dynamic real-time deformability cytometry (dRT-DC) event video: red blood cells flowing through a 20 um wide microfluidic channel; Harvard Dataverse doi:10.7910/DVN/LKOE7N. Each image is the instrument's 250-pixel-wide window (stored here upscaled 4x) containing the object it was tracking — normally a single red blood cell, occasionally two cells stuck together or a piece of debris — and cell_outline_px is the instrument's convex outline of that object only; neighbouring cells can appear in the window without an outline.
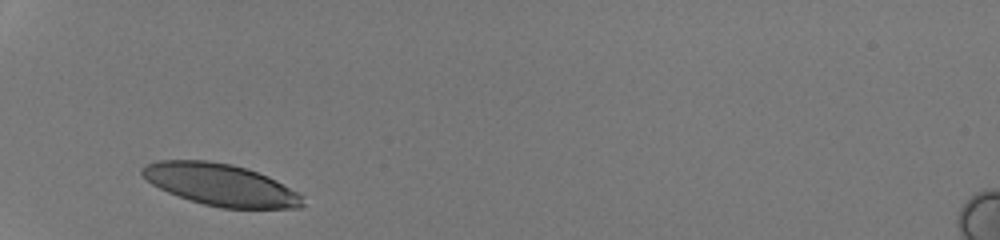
{"species": "human", "species_latin": "Homo sapiens", "temperature_condition": "room temperature", "stored_images_in_passage": 26, "camera_frame_rate_fps": 3000, "um_per_image_px": 0.085, "donor": {"sex": "male"}, "frame": {"image": 1, "passage_image": 1, "time_ms": 0.0, "image_size_px": [1000, 240], "cell_outline_px": [[304, 204], [300, 208], [220, 208], [188, 200], [168, 192], [152, 184], [140, 172], [140, 168], [144, 164], [160, 160], [208, 160], [232, 164], [268, 176], [300, 192], [304, 196]], "centroid_in_image_um": [18.77, 15.7], "position_along_channel_um": 66.2, "area_um2": 39.36}}
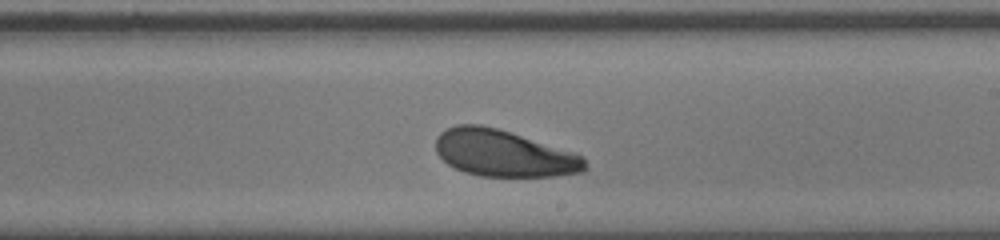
{"frame": {"image": 2, "passage_image": 15, "time_ms": 4.667, "image_size_px": [1000, 240], "cell_outline_px": [[588, 168], [584, 172], [556, 176], [480, 176], [464, 172], [448, 164], [436, 152], [436, 136], [440, 132], [456, 124], [480, 124], [496, 128], [576, 152], [584, 156]], "centroid_in_image_um": [42.85, 13.03], "position_along_channel_um": 246.2, "area_um2": 40.75}}
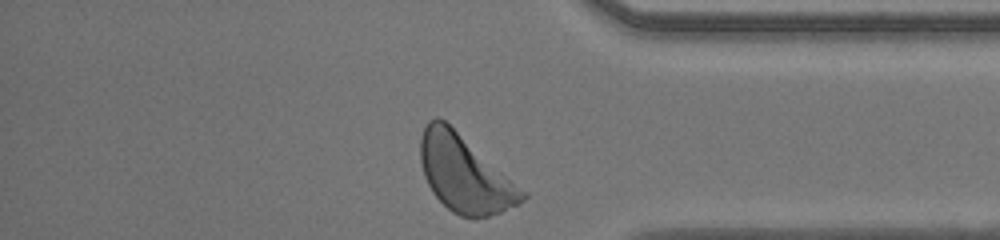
{"frame": {"image": 3, "passage_image": 26, "time_ms": 8.333, "image_size_px": [1000, 240], "cell_outline_px": [[528, 196], [524, 200], [500, 212], [488, 216], [472, 220], [460, 216], [452, 212], [432, 192], [424, 176], [420, 160], [420, 136], [428, 120], [436, 116], [444, 120], [528, 192]], "centroid_in_image_um": [39.5, 14.79], "position_along_channel_um": 395.7, "area_um2": 45.43}, "authors_computed_cell_mechanics": {"area_um2": 41.3559, "velocity_mm_per_s": 4.2259, "shape_relaxation_time_tau1_ms": 1.17, "shape_relaxation_time_tau2_ms": 5.7062, "deformation_change_tau1": 0.0871, "deformation_change_tau2": 0.1625}}